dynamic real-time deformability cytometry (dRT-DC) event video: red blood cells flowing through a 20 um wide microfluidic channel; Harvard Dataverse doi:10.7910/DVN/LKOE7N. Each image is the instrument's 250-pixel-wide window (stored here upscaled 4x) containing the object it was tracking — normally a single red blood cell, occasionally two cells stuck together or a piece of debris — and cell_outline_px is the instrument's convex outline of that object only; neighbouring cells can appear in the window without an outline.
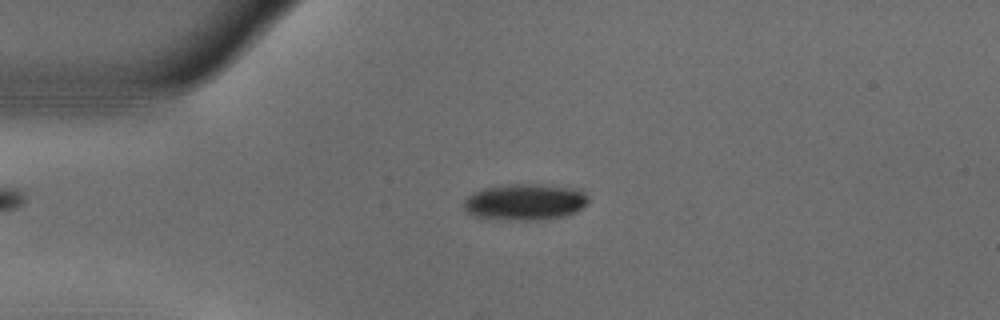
{"species": "common noctule bat (a hibernating species)", "species_latin": "Nyctalus noctula", "temperature_condition": "warm", "stored_images_in_passage": 44, "camera_frame_rate_fps": 3000, "um_per_image_px": 0.085, "animal": {"sex": "male", "body_mass_g": 18.8}, "frame": {"image": 1, "passage_image": 3, "time_ms": 0.667, "image_size_px": [1000, 320], "cell_outline_px": [[588, 204], [576, 212], [564, 216], [540, 220], [520, 220], [476, 216], [468, 212], [464, 208], [464, 200], [472, 192], [484, 188], [512, 184], [540, 184], [580, 188], [588, 196]], "centroid_in_image_um": [44.69, 17.15], "position_along_channel_um": 40.3, "area_um2": 26.41}}
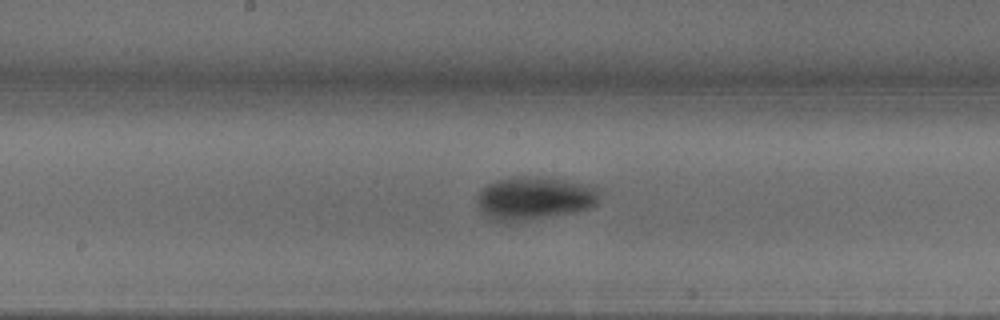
{"frame": {"image": 2, "passage_image": 18, "time_ms": 5.667, "image_size_px": [1000, 320], "cell_outline_px": [[600, 192], [596, 204], [592, 208], [576, 212], [524, 220], [496, 224], [480, 208], [480, 192], [488, 184], [496, 180], [512, 176], [528, 176], [564, 180], [600, 188]], "centroid_in_image_um": [45.45, 16.86], "position_along_channel_um": 202.7, "area_um2": 30.52}}
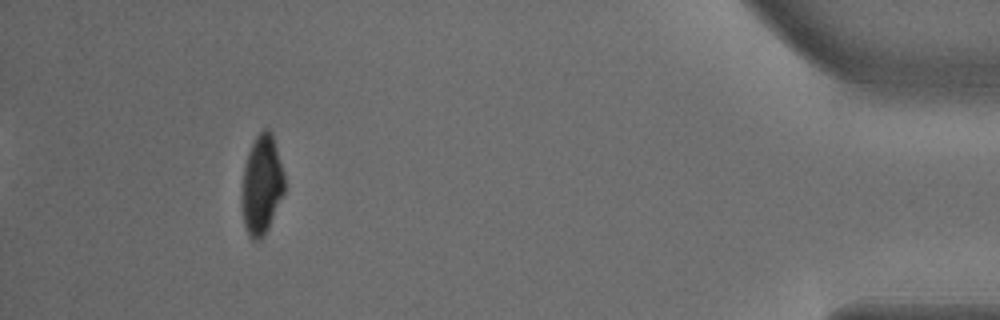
{"frame": {"image": 3, "passage_image": 40, "time_ms": 13.0, "image_size_px": [1000, 320], "cell_outline_px": [[284, 192], [268, 228], [264, 236], [260, 240], [252, 240], [248, 236], [244, 224], [240, 208], [240, 196], [244, 168], [248, 152], [256, 136], [264, 128], [268, 128], [272, 132], [284, 176]], "centroid_in_image_um": [22.21, 15.75], "position_along_channel_um": 413.0, "area_um2": 24.85}, "authors_computed_cell_mechanics": {"area_um2": 27.3105, "velocity_mm_per_s": 3.7335, "shape_relaxation_time_tau1_ms": 4.1175, "shape_relaxation_time_tau2_ms": 6.1467, "deformation_change_tau1": 0.1933, "deformation_change_tau2": 0.0455}}